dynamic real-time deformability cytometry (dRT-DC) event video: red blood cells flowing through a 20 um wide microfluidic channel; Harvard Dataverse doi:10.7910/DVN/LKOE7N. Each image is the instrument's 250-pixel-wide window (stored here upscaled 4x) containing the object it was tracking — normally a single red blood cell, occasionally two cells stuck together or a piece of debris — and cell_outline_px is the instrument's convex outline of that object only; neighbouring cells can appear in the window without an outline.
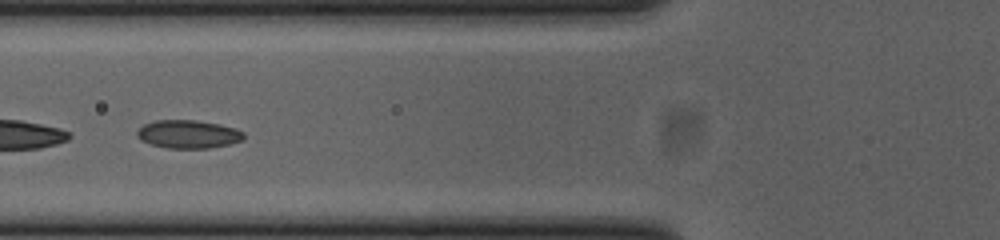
{"species": "common noctule bat (a hibernating species)", "species_latin": "Nyctalus noctula", "temperature_condition": "cold", "stored_images_in_passage": 44, "segment_of_instrument_passage": [2, 2], "camera_frame_rate_fps": 3000, "um_per_image_px": 0.085, "animal": {"sex": "female", "body_mass_g": 23.0, "forearm_length_mm": 53.4}, "frame": {"image": 1, "passage_image": 12, "time_ms": 3.667, "image_size_px": [1000, 240], "cell_outline_px": [[244, 140], [228, 144], [208, 148], [168, 148], [152, 144], [140, 140], [136, 136], [136, 132], [144, 124], [156, 120], [196, 120], [220, 124], [236, 128], [244, 132]], "centroid_in_image_um": [16.01, 11.4], "position_along_channel_um": 109.8, "area_um2": 17.57}}
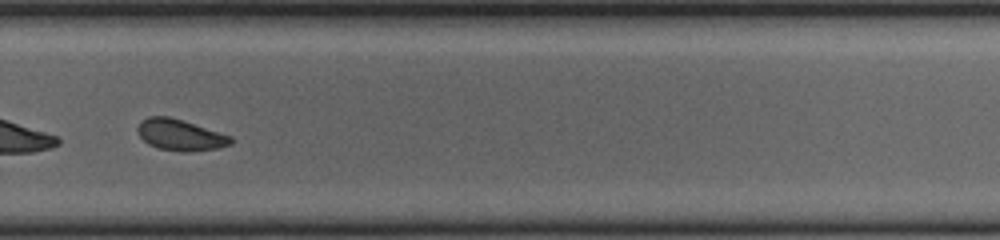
{"frame": {"image": 2, "passage_image": 28, "time_ms": 9.0, "image_size_px": [1000, 240], "cell_outline_px": [[232, 144], [220, 148], [188, 152], [180, 152], [160, 148], [148, 144], [140, 136], [136, 128], [140, 120], [148, 116], [168, 116], [184, 120], [232, 136]], "centroid_in_image_um": [15.33, 11.46], "position_along_channel_um": 314.5, "area_um2": 17.17}}
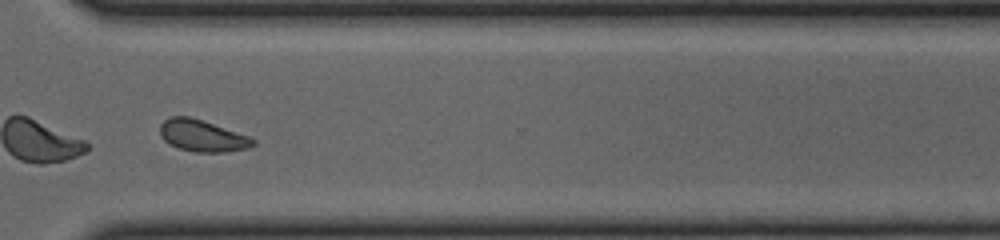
{"frame": {"image": 3, "passage_image": 31, "time_ms": 10.0, "image_size_px": [1000, 240], "cell_outline_px": [[256, 144], [248, 148], [224, 152], [196, 152], [180, 148], [164, 140], [160, 136], [160, 124], [168, 116], [188, 116], [248, 136], [256, 140]], "centroid_in_image_um": [17.17, 11.54], "position_along_channel_um": 353.4, "area_um2": 16.88}}